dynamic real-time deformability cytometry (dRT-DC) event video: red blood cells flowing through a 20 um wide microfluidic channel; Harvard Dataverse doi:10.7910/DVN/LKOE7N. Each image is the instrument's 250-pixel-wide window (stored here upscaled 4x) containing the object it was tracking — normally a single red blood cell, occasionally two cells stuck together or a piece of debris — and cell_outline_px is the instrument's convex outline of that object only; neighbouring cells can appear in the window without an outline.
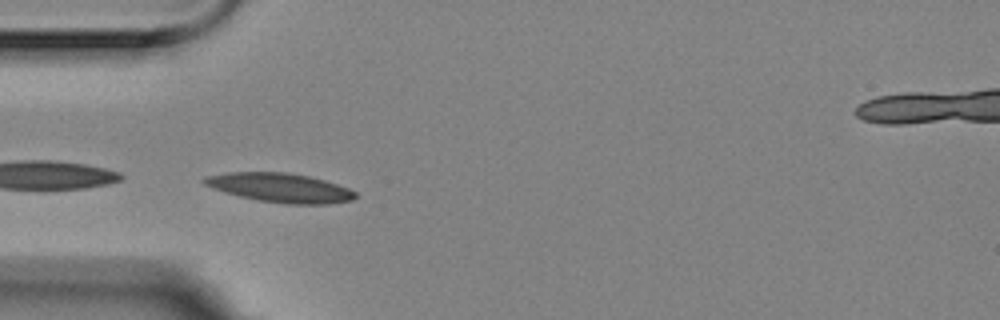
{"species": "Egyptian fruit bat (a non-hibernating species)", "species_latin": "Rousettus aegyptiacus", "temperature_condition": "room temperature", "stored_images_in_passage": 29, "camera_frame_rate_fps": 3000, "um_per_image_px": 0.085, "animal": {"sex": "female"}, "frame": {"image": 1, "passage_image": 1, "time_ms": 0.0, "image_size_px": [1000, 320], "cell_outline_px": [[356, 196], [352, 200], [328, 204], [288, 204], [256, 200], [224, 192], [212, 188], [204, 184], [200, 180], [204, 176], [228, 172], [284, 172], [308, 176], [324, 180], [348, 188], [356, 192]], "centroid_in_image_um": [23.76, 15.95], "position_along_channel_um": 61.2, "area_um2": 25.66}}
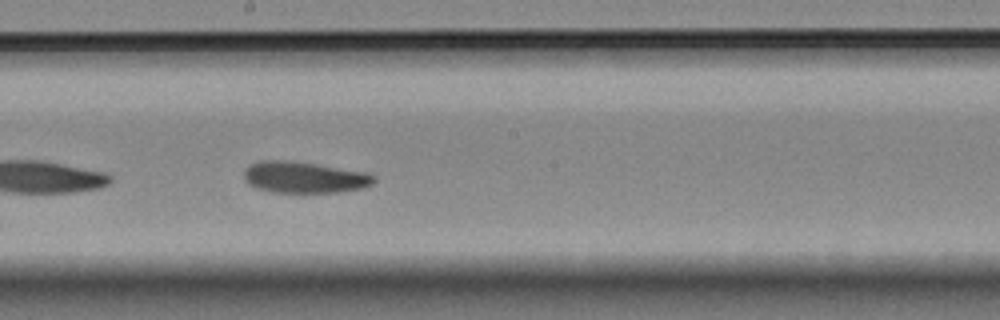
{"frame": {"image": 2, "passage_image": 15, "time_ms": 4.667, "image_size_px": [1000, 320], "cell_outline_px": [[376, 180], [372, 184], [364, 188], [340, 192], [272, 192], [256, 188], [248, 184], [244, 180], [244, 168], [248, 164], [260, 160], [284, 160], [316, 164], [368, 172], [376, 176]], "centroid_in_image_um": [25.85, 15.07], "position_along_channel_um": 222.3, "area_um2": 24.04}}
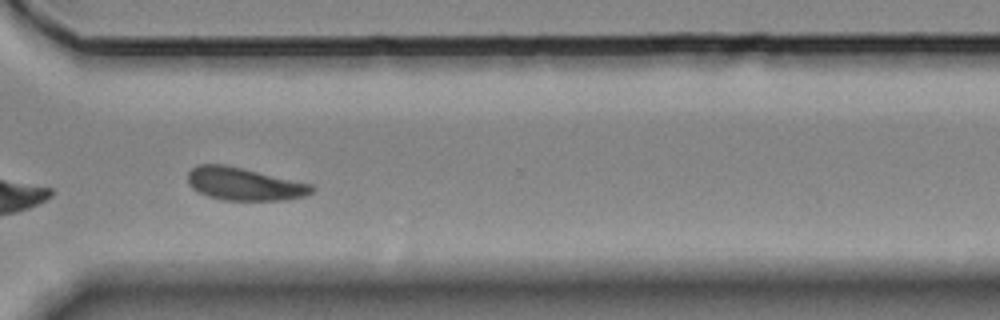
{"frame": {"image": 3, "passage_image": 26, "time_ms": 8.333, "image_size_px": [1000, 320], "cell_outline_px": [[316, 188], [312, 192], [304, 196], [288, 200], [224, 200], [208, 196], [192, 188], [188, 184], [188, 172], [196, 164], [224, 164], [312, 184]], "centroid_in_image_um": [20.75, 15.64], "position_along_channel_um": 349.8, "area_um2": 23.64}, "authors_computed_cell_mechanics": {"area_um2": 24.0448, "velocity_mm_per_s": 3.4757, "shape_relaxation_time_tau1_ms": 4.2472, "shape_relaxation_time_tau2_ms": 2.681, "deformation_change_tau1": 0.1152, "deformation_change_tau2": 0.0713}}